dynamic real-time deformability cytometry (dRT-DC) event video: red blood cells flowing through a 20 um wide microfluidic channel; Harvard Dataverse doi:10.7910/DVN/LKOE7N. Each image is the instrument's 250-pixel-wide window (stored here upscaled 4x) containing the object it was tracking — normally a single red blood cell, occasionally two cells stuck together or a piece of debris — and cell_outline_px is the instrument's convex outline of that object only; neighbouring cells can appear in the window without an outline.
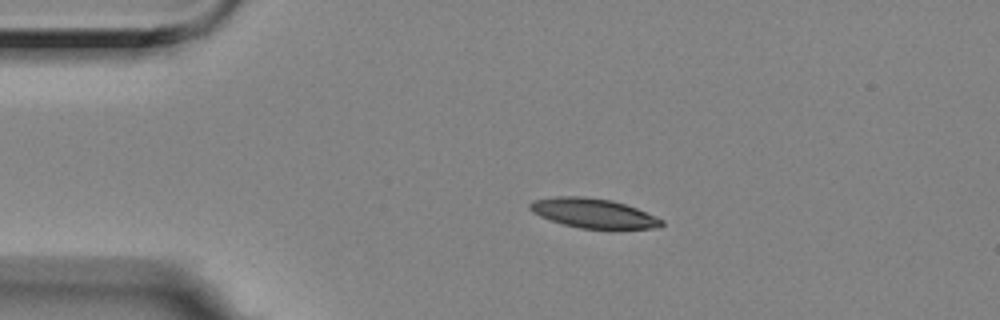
{"species": "Egyptian fruit bat (a non-hibernating species)", "species_latin": "Rousettus aegyptiacus", "temperature_condition": "room temperature", "stored_images_in_passage": 46, "camera_frame_rate_fps": 3000, "um_per_image_px": 0.085, "animal": {"sex": "female"}, "frame": {"image": 1, "passage_image": 1, "time_ms": 0.0, "image_size_px": [1000, 320], "cell_outline_px": [[664, 224], [660, 228], [580, 228], [564, 224], [540, 216], [532, 212], [528, 208], [528, 204], [532, 200], [556, 196], [580, 196], [612, 200], [636, 208], [664, 220]], "centroid_in_image_um": [50.41, 18.11], "position_along_channel_um": 34.6, "area_um2": 22.43}}
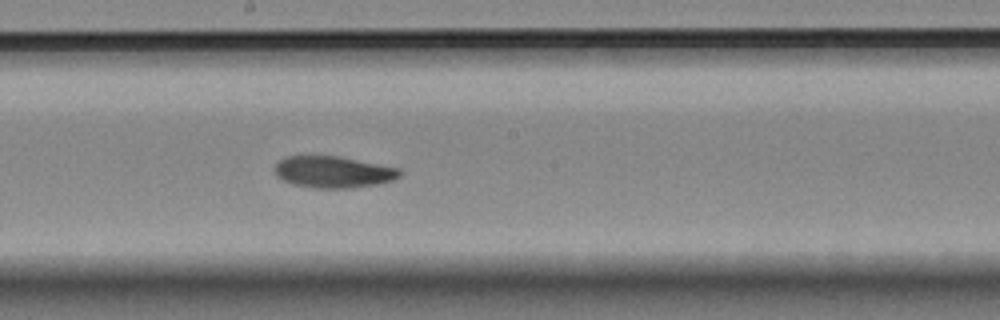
{"frame": {"image": 2, "passage_image": 20, "time_ms": 6.333, "image_size_px": [1000, 320], "cell_outline_px": [[400, 176], [392, 180], [380, 184], [352, 188], [312, 188], [292, 184], [276, 176], [276, 164], [284, 156], [340, 156], [400, 168]], "centroid_in_image_um": [28.34, 14.62], "position_along_channel_um": 219.9, "area_um2": 23.12}}
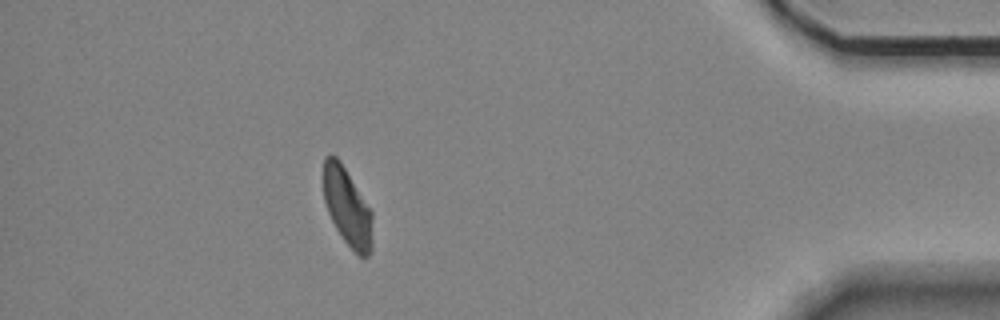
{"frame": {"image": 3, "passage_image": 40, "time_ms": 13.0, "image_size_px": [1000, 320], "cell_outline_px": [[372, 252], [368, 256], [360, 256], [344, 240], [336, 228], [328, 212], [324, 200], [324, 156], [332, 152], [340, 160], [372, 212]], "centroid_in_image_um": [29.52, 17.57], "position_along_channel_um": 405.7, "area_um2": 22.08}, "authors_computed_cell_mechanics": {"area_um2": 23.12, "velocity_mm_per_s": 3.5061, "shape_relaxation_time_tau1_ms": 6.7039, "shape_relaxation_time_tau2_ms": 6.9365, "deformation_change_tau1": 0.1725, "deformation_change_tau2": 0.1292}}